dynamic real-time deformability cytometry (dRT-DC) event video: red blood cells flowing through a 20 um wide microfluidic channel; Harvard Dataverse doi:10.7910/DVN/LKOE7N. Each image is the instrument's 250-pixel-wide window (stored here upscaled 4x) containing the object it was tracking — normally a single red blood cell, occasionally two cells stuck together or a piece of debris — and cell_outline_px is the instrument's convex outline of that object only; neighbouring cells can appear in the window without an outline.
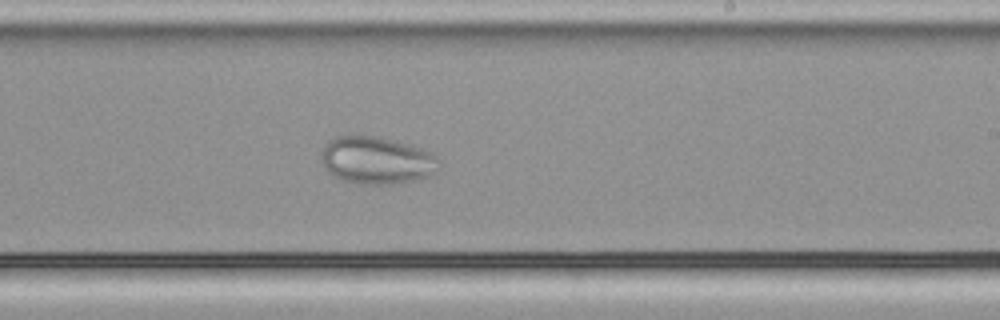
{"species": "common noctule bat (a hibernating species)", "species_latin": "Nyctalus noctula", "temperature_condition": "cold", "stored_images_in_passage": 53, "camera_frame_rate_fps": 3000, "um_per_image_px": 0.085, "animal": {"sex": "male", "body_mass_g": 21.5, "forearm_length_mm": 52.0}, "frame": {"image": 1, "passage_image": 32, "time_ms": 10.333, "image_size_px": [1000, 320], "cell_outline_px": [[440, 168], [432, 176], [392, 184], [360, 184], [340, 180], [332, 176], [324, 168], [324, 144], [328, 140], [336, 136], [348, 132], [352, 132], [376, 136], [408, 144], [432, 152], [440, 160]], "centroid_in_image_um": [32.02, 13.6], "position_along_channel_um": 257.0, "area_um2": 33.23}}
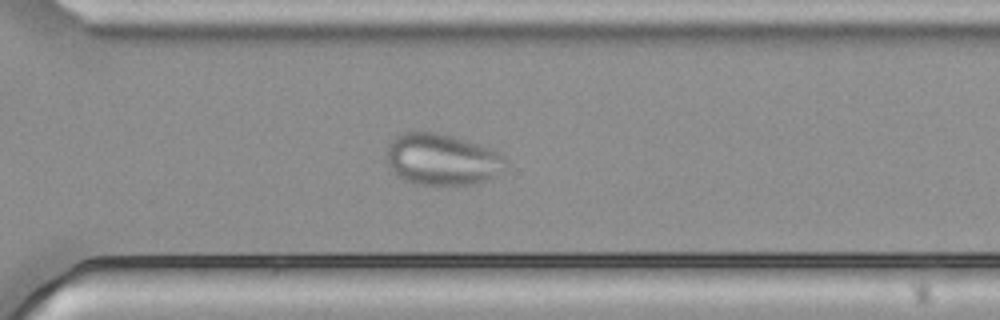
{"frame": {"image": 2, "passage_image": 38, "time_ms": 12.333, "image_size_px": [1000, 320], "cell_outline_px": [[508, 168], [504, 172], [480, 184], [436, 188], [416, 184], [404, 180], [396, 176], [392, 172], [384, 160], [384, 152], [388, 144], [396, 136], [404, 132], [436, 132], [468, 140], [480, 144], [504, 156]], "centroid_in_image_um": [37.56, 13.61], "position_along_channel_um": 333.0, "area_um2": 37.4}}
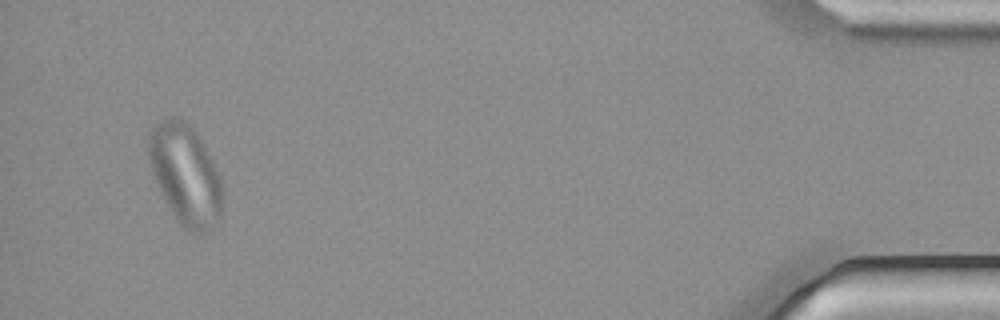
{"frame": {"image": 3, "passage_image": 51, "time_ms": 16.667, "image_size_px": [1000, 320], "cell_outline_px": [[220, 212], [212, 228], [196, 236], [188, 232], [176, 220], [152, 172], [148, 152], [148, 132], [160, 120], [172, 116], [180, 116], [192, 128], [200, 140], [212, 160], [220, 176]], "centroid_in_image_um": [15.72, 14.82], "position_along_channel_um": 419.5, "area_um2": 42.43}}